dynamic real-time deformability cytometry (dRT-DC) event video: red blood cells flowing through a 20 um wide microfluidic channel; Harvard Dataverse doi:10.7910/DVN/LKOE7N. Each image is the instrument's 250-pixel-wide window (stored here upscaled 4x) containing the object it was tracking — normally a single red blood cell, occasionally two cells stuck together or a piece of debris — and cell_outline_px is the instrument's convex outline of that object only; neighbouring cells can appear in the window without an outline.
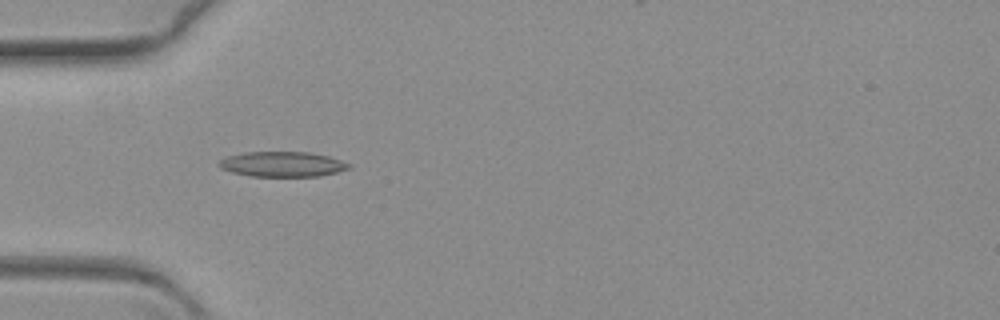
{"species": "common noctule bat (a hibernating species)", "species_latin": "Nyctalus noctula", "temperature_condition": "warm", "stored_images_in_passage": 44, "camera_frame_rate_fps": 3000, "um_per_image_px": 0.085, "animal": {"sex": "female", "body_mass_g": 19.3, "forearm_length_mm": 54.1}, "frame": {"image": 1, "passage_image": 1, "time_ms": 0.0, "image_size_px": [1000, 320], "cell_outline_px": [[352, 168], [336, 172], [316, 176], [252, 176], [232, 172], [220, 168], [216, 164], [220, 160], [228, 156], [244, 152], [308, 152], [328, 156], [352, 164]], "centroid_in_image_um": [24.0, 13.95], "position_along_channel_um": 61.0, "area_um2": 18.96}}
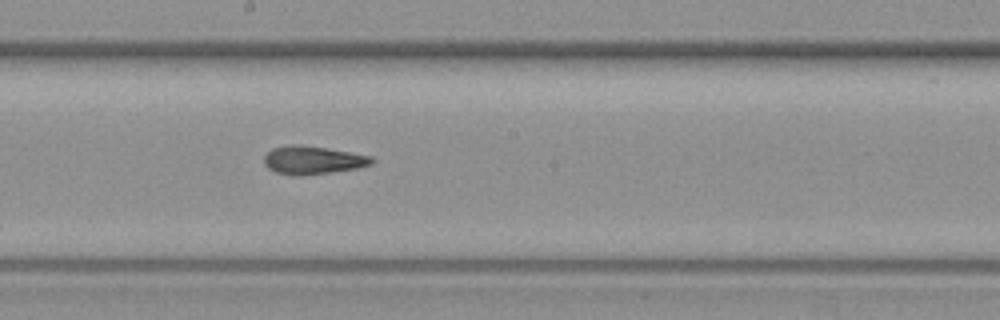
{"frame": {"image": 2, "passage_image": 16, "time_ms": 5.0, "image_size_px": [1000, 320], "cell_outline_px": [[376, 160], [372, 164], [356, 168], [332, 172], [304, 176], [300, 176], [276, 172], [268, 168], [264, 164], [264, 156], [272, 148], [292, 144], [324, 148], [372, 156]], "centroid_in_image_um": [26.58, 13.62], "position_along_channel_um": 221.6, "area_um2": 17.51}}
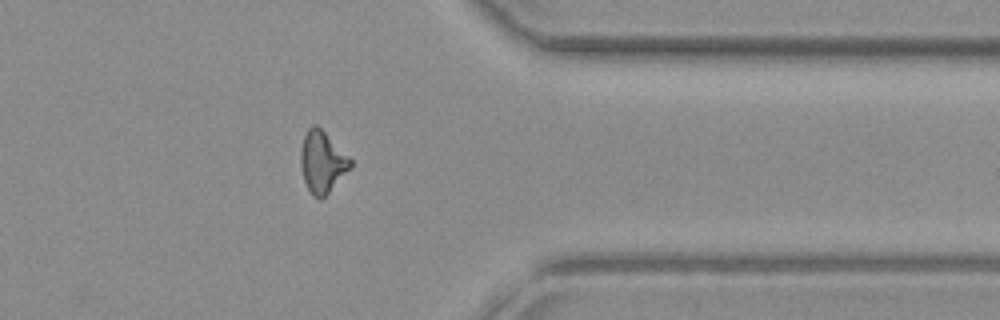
{"frame": {"image": 3, "passage_image": 32, "time_ms": 10.333, "image_size_px": [1000, 320], "cell_outline_px": [[352, 168], [320, 200], [312, 196], [304, 180], [300, 164], [300, 152], [304, 136], [308, 128], [312, 124], [316, 124], [352, 160]], "centroid_in_image_um": [27.38, 13.78], "position_along_channel_um": 384.0, "area_um2": 17.69}}